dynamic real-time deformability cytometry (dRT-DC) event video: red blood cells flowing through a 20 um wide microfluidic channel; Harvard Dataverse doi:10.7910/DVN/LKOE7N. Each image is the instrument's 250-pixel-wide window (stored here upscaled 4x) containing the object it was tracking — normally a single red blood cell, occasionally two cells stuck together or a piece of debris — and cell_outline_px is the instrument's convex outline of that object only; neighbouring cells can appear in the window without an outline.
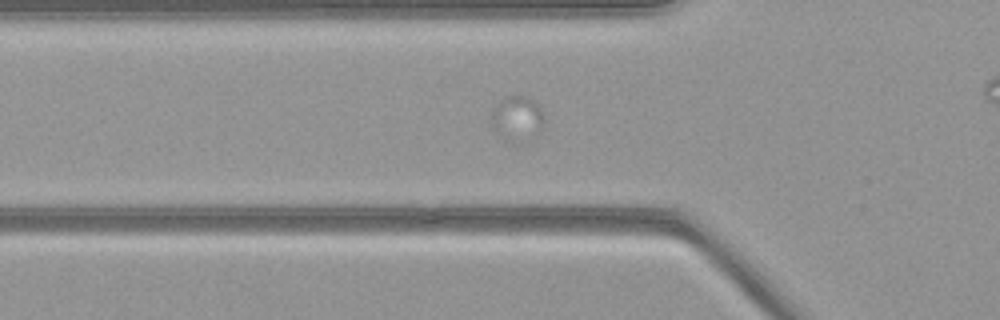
{"species": "common noctule bat (a hibernating species)", "species_latin": "Nyctalus noctula", "temperature_condition": "warm", "stored_images_in_passage": 38, "camera_frame_rate_fps": 3000, "um_per_image_px": 0.085, "animal": {"sex": "female", "body_mass_g": 21.9}, "frame": {"image": 1, "passage_image": 4, "time_ms": 1.0, "image_size_px": [1000, 320], "cell_outline_px": [[544, 128], [540, 132], [496, 132], [492, 128], [492, 112], [496, 104], [504, 96], [516, 92], [528, 96], [536, 100], [540, 104], [544, 112]], "centroid_in_image_um": [44.02, 9.74], "position_along_channel_um": 81.8, "area_um2": 12.54}}
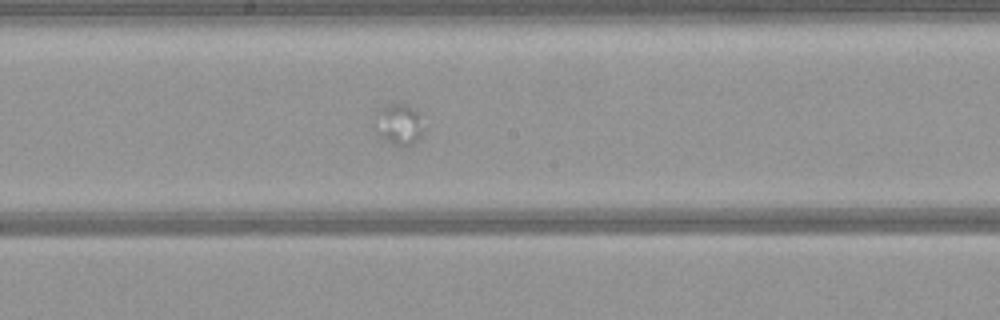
{"frame": {"image": 2, "passage_image": 15, "time_ms": 4.667, "image_size_px": [1000, 320], "cell_outline_px": [[420, 136], [412, 144], [404, 148], [380, 136], [376, 132], [372, 124], [380, 108], [392, 104], [404, 104], [420, 112]], "centroid_in_image_um": [33.85, 10.57], "position_along_channel_um": 214.4, "area_um2": 11.33}}
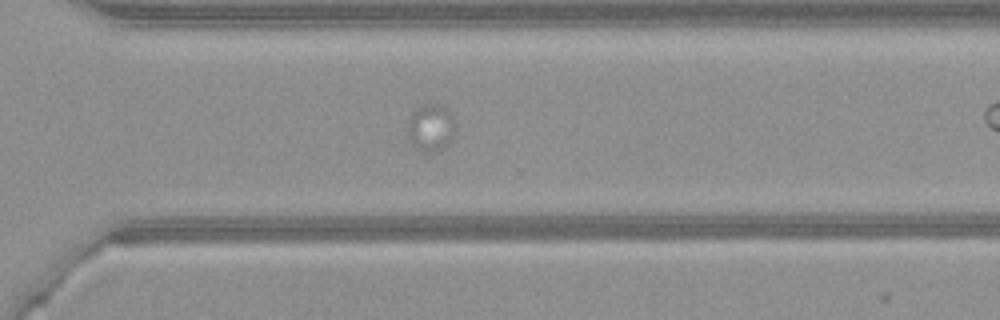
{"frame": {"image": 3, "passage_image": 25, "time_ms": 8.0, "image_size_px": [1000, 320], "cell_outline_px": [[456, 128], [452, 140], [440, 148], [432, 152], [416, 148], [412, 144], [408, 136], [408, 120], [412, 112], [416, 108], [424, 104], [440, 104], [448, 108], [456, 120]], "centroid_in_image_um": [36.65, 10.79], "position_along_channel_um": 333.9, "area_um2": 13.24}}